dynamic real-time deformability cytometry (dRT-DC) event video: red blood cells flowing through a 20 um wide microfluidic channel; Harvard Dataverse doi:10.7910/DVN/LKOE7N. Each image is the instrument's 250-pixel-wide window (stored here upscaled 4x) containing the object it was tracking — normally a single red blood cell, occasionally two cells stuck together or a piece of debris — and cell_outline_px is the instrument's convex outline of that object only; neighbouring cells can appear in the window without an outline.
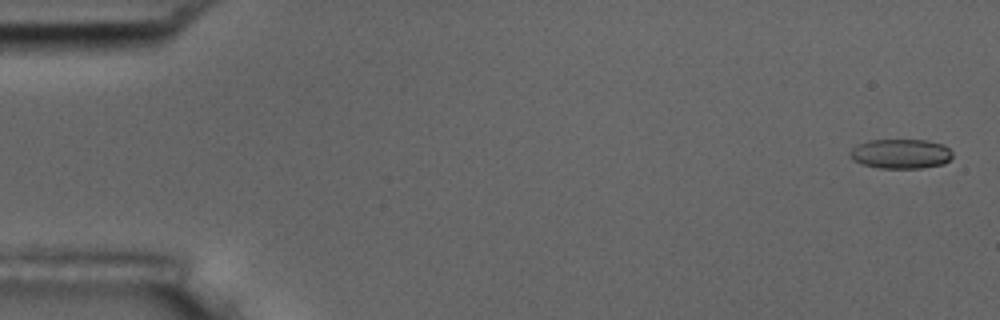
{"species": "common noctule bat (a hibernating species)", "species_latin": "Nyctalus noctula", "temperature_condition": "room temperature", "stored_images_in_passage": 5, "camera_frame_rate_fps": 3000, "um_per_image_px": 0.085, "animal": {"sex": "male", "body_mass_g": 17.5, "forearm_length_mm": 52.3}, "frame": {"image": 1, "passage_image": 1, "time_ms": 0.0, "image_size_px": [1000, 320], "cell_outline_px": [[952, 156], [944, 164], [920, 168], [880, 168], [860, 164], [852, 160], [848, 152], [852, 148], [868, 140], [928, 140], [944, 144], [952, 152]], "centroid_in_image_um": [76.55, 13.07], "position_along_channel_um": 8.5, "area_um2": 17.8}}
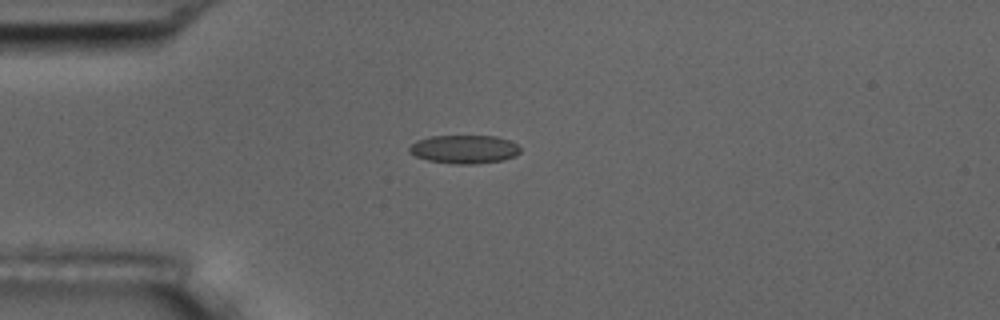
{"frame": {"image": 2, "passage_image": 5, "time_ms": 4.333, "image_size_px": [1000, 320], "cell_outline_px": [[520, 152], [516, 156], [504, 160], [472, 164], [456, 164], [428, 160], [416, 156], [408, 152], [408, 148], [416, 140], [428, 136], [496, 136], [508, 140], [516, 144], [520, 148]], "centroid_in_image_um": [39.45, 12.68], "position_along_channel_um": 45.5, "area_um2": 18.44}}